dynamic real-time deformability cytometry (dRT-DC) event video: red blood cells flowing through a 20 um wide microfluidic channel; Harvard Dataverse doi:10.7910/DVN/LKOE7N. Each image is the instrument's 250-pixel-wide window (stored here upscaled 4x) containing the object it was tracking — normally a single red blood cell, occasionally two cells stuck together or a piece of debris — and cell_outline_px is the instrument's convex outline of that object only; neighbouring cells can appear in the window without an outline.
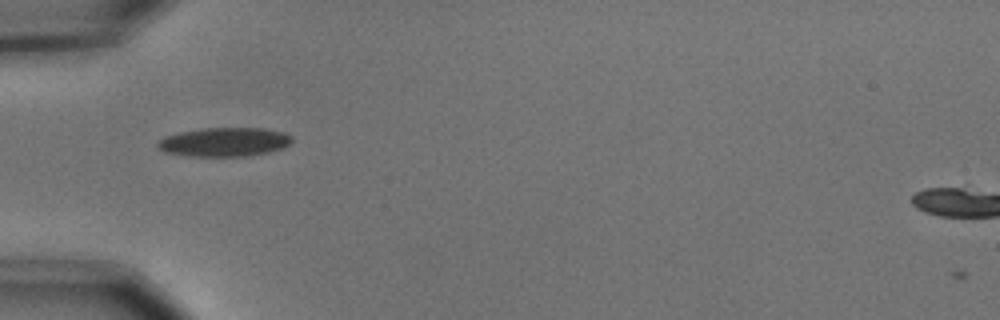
{"species": "common noctule bat (a hibernating species)", "species_latin": "Nyctalus noctula", "temperature_condition": "cold", "stored_images_in_passage": 38, "camera_frame_rate_fps": 3000, "um_per_image_px": 0.085, "animal": {"sex": "male", "body_mass_g": 15.6}, "frame": {"image": 1, "passage_image": 1, "time_ms": 0.0, "image_size_px": [1000, 320], "cell_outline_px": [[292, 140], [288, 144], [280, 148], [268, 152], [244, 156], [188, 156], [164, 152], [156, 144], [164, 136], [180, 132], [204, 128], [264, 128], [284, 132], [292, 136]], "centroid_in_image_um": [19.05, 12.06], "position_along_channel_um": 65.9, "area_um2": 22.48}}
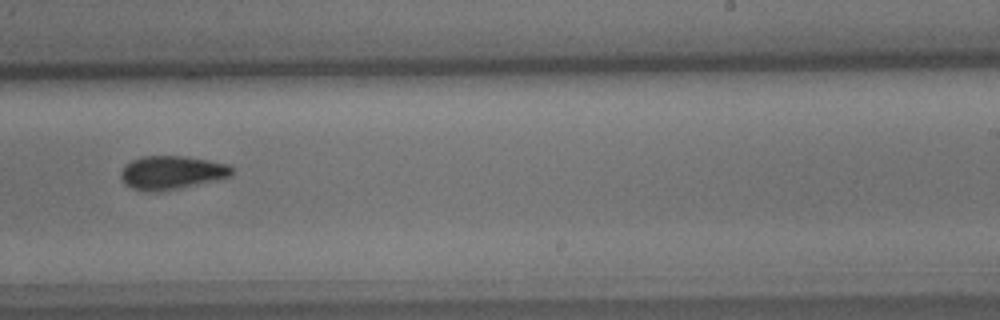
{"frame": {"image": 2, "passage_image": 18, "time_ms": 5.667, "image_size_px": [1000, 320], "cell_outline_px": [[232, 176], [180, 188], [160, 192], [144, 192], [132, 188], [124, 184], [120, 176], [120, 172], [124, 164], [132, 160], [144, 156], [184, 156], [208, 160], [228, 164], [232, 168]], "centroid_in_image_um": [14.54, 14.68], "position_along_channel_um": 274.5, "area_um2": 21.85}}
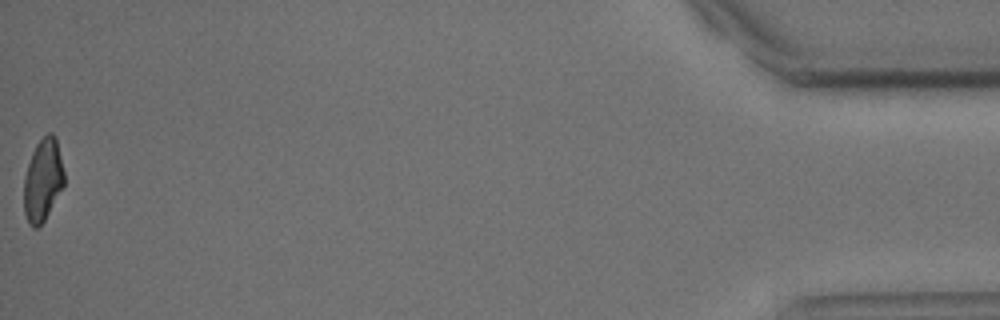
{"frame": {"image": 3, "passage_image": 38, "time_ms": 12.333, "image_size_px": [1000, 320], "cell_outline_px": [[64, 184], [44, 220], [36, 228], [32, 228], [28, 224], [24, 212], [24, 176], [32, 152], [36, 144], [48, 132], [52, 132], [56, 136], [64, 172]], "centroid_in_image_um": [3.63, 15.29], "position_along_channel_um": 431.6, "area_um2": 19.25}, "authors_computed_cell_mechanics": {"area_um2": 21.3282, "velocity_mm_per_s": 3.6962, "shape_relaxation_time_tau1_ms": 3.4878, "shape_relaxation_time_tau2_ms": null, "deformation_change_tau1": 0.1154, "deformation_change_tau2": null}}